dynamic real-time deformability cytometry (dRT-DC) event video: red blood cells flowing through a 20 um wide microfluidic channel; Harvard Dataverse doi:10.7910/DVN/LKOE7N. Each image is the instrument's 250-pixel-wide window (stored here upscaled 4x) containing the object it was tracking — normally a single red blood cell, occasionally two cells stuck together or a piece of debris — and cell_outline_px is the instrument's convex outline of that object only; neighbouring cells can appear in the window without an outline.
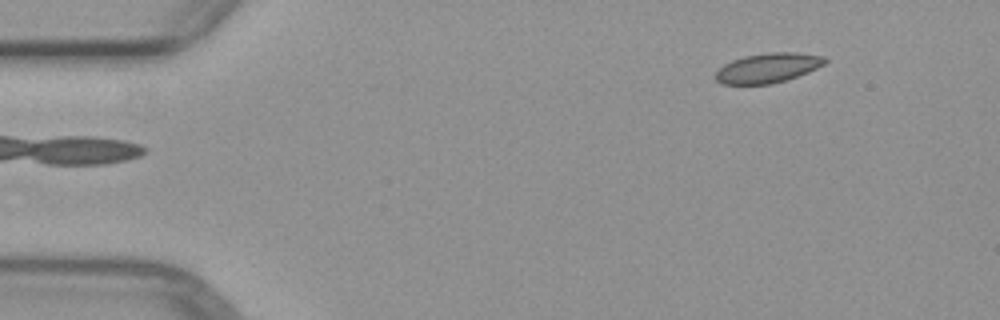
{"species": "common noctule bat (a hibernating species)", "species_latin": "Nyctalus noctula", "temperature_condition": "warm", "stored_images_in_passage": 3, "segment_of_instrument_passage": [2, 2], "camera_frame_rate_fps": 3000, "um_per_image_px": 0.085, "animal": {"sex": "female", "body_mass_g": 29.2, "forearm_length_mm": 56.3}, "frame": {"image": 1, "passage_image": 3, "time_ms": 2.333, "image_size_px": [1000, 320], "cell_outline_px": [[828, 60], [824, 64], [808, 72], [772, 84], [724, 84], [716, 80], [716, 72], [724, 64], [732, 60], [744, 56], [768, 52], [796, 52], [824, 56]], "centroid_in_image_um": [65.28, 5.76], "position_along_channel_um": 19.7, "area_um2": 18.79}}